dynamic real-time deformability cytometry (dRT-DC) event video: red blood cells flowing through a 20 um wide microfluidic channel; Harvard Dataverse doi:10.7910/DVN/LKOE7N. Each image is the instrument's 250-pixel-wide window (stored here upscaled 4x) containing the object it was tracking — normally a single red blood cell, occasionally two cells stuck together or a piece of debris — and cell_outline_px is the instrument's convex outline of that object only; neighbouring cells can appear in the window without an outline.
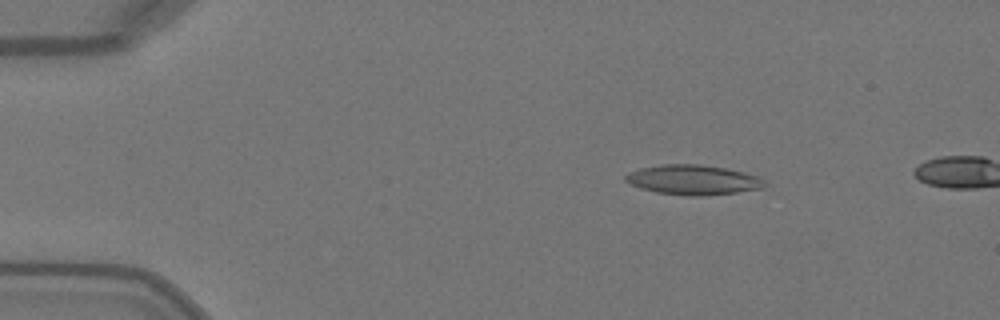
{"species": "Egyptian fruit bat (a non-hibernating species)", "species_latin": "Rousettus aegyptiacus", "temperature_condition": "warm", "stored_images_in_passage": 14, "camera_frame_rate_fps": 3000, "um_per_image_px": 0.085, "animal": {"sex": "female"}, "frame": {"image": 1, "passage_image": 8, "time_ms": 2.333, "image_size_px": [1000, 320], "cell_outline_px": [[764, 188], [736, 192], [700, 196], [688, 196], [656, 192], [640, 188], [624, 180], [624, 176], [628, 172], [640, 168], [664, 164], [700, 164], [724, 168], [756, 176], [764, 180]], "centroid_in_image_um": [58.86, 15.29], "position_along_channel_um": 26.1, "area_um2": 23.93}}